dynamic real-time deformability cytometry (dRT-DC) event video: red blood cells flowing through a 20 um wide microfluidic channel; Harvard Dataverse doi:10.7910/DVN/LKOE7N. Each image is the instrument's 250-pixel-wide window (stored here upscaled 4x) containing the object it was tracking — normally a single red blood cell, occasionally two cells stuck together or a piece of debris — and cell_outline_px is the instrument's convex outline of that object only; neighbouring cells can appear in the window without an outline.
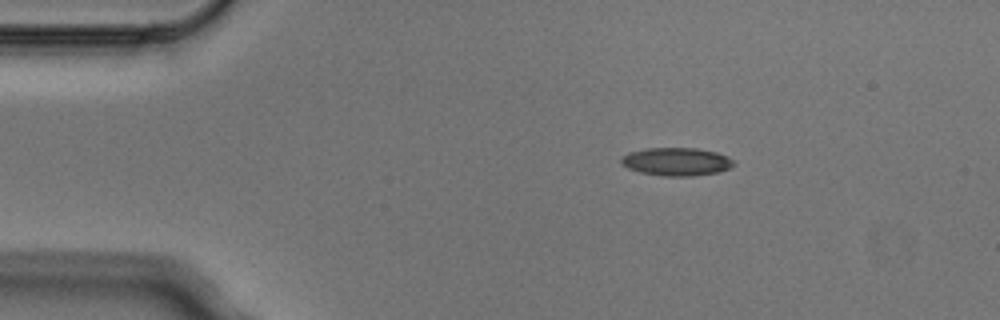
{"species": "Egyptian fruit bat (a non-hibernating species)", "species_latin": "Rousettus aegyptiacus", "temperature_condition": "cold", "stored_images_in_passage": 7, "camera_frame_rate_fps": 3000, "um_per_image_px": 0.085, "animal": {"sex": "male"}, "frame": {"image": 1, "passage_image": 1, "time_ms": 0.0, "image_size_px": [1000, 320], "cell_outline_px": [[736, 164], [720, 172], [692, 176], [664, 176], [640, 172], [628, 168], [620, 164], [620, 160], [628, 152], [644, 148], [696, 148], [716, 152], [728, 156]], "centroid_in_image_um": [57.49, 13.74], "position_along_channel_um": 27.5, "area_um2": 18.5}}
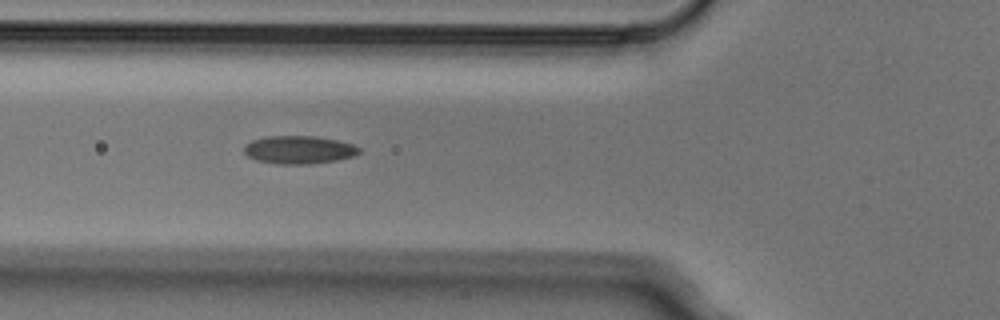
{"frame": {"image": 2, "passage_image": 4, "time_ms": 1.0, "image_size_px": [1000, 320], "cell_outline_px": [[360, 152], [352, 156], [336, 160], [308, 164], [276, 164], [256, 160], [248, 156], [244, 152], [244, 144], [252, 140], [264, 136], [316, 136], [336, 140], [352, 144], [360, 148]], "centroid_in_image_um": [25.36, 12.73], "position_along_channel_um": 100.4, "area_um2": 18.79}}
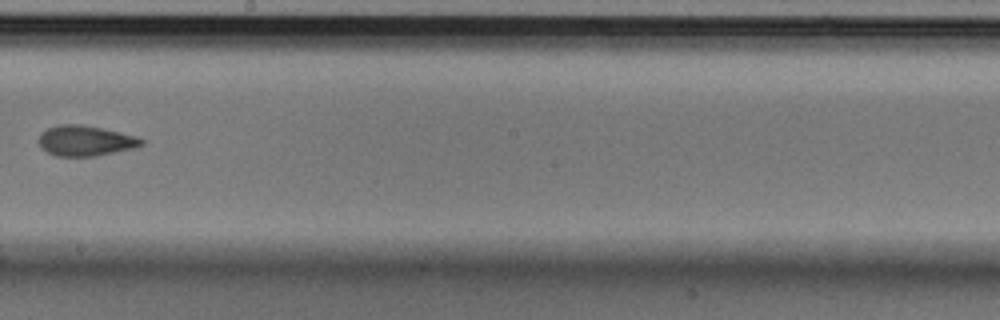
{"frame": {"image": 3, "passage_image": 7, "time_ms": 2.0, "image_size_px": [1000, 320], "cell_outline_px": [[144, 144], [136, 148], [96, 156], [56, 156], [40, 148], [40, 132], [56, 124], [80, 124], [120, 132], [136, 136], [144, 140]], "centroid_in_image_um": [7.27, 11.96], "position_along_channel_um": 240.9, "area_um2": 18.26}}